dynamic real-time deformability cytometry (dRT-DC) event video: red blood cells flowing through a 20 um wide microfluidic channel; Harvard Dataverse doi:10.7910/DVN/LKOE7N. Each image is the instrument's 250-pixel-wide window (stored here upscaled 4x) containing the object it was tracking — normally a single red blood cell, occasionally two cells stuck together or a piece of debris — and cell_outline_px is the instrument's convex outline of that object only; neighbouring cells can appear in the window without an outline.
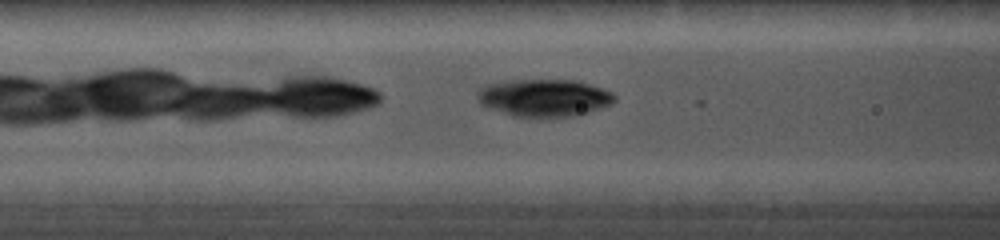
{"species": "common noctule bat (a hibernating species)", "species_latin": "Nyctalus noctula", "temperature_condition": "cold", "stored_images_in_passage": 15, "camera_frame_rate_fps": 5000, "um_per_image_px": 0.085, "animal": {"sex": "female", "body_mass_g": 19.0, "forearm_length_mm": 56.7}, "frame": {"image": 1, "passage_image": 7, "time_ms": 2.0, "image_size_px": [1000, 240], "cell_outline_px": [[616, 96], [608, 104], [584, 112], [568, 116], [516, 116], [484, 104], [476, 96], [476, 92], [484, 84], [508, 80], [576, 80], [612, 92]], "centroid_in_image_um": [46.2, 8.26], "position_along_channel_um": 120.4, "area_um2": 28.78}}